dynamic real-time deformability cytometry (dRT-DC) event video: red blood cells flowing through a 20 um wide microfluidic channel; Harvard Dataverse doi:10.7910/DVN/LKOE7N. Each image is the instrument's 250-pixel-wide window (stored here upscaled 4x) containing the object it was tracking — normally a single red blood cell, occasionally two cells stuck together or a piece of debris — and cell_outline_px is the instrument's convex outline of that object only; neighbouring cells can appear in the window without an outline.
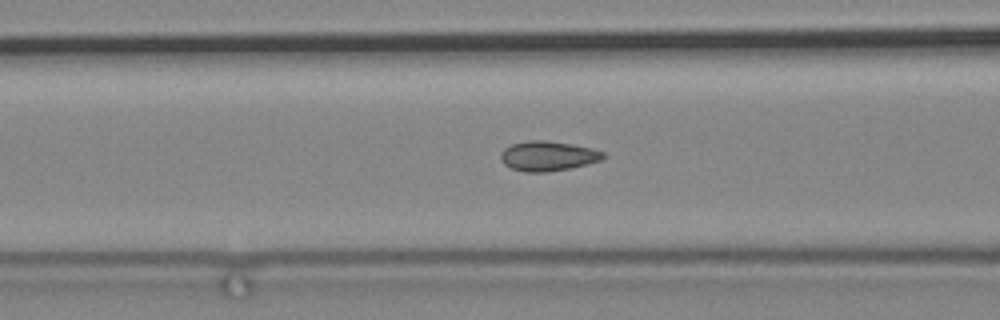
{"species": "common noctule bat (a hibernating species)", "species_latin": "Nyctalus noctula", "temperature_condition": "cold", "stored_images_in_passage": 47, "camera_frame_rate_fps": 3000, "um_per_image_px": 0.085, "animal": {"sex": "male", "body_mass_g": 19.2, "forearm_length_mm": 51.8}, "frame": {"image": 1, "passage_image": 7, "time_ms": 2.0, "image_size_px": [1000, 320], "cell_outline_px": [[604, 156], [600, 160], [588, 164], [572, 168], [548, 172], [524, 172], [512, 168], [504, 164], [500, 160], [500, 152], [504, 148], [512, 144], [528, 140], [544, 140], [572, 144], [592, 148], [604, 152]], "centroid_in_image_um": [46.55, 13.26], "position_along_channel_um": 120.1, "area_um2": 17.92}}
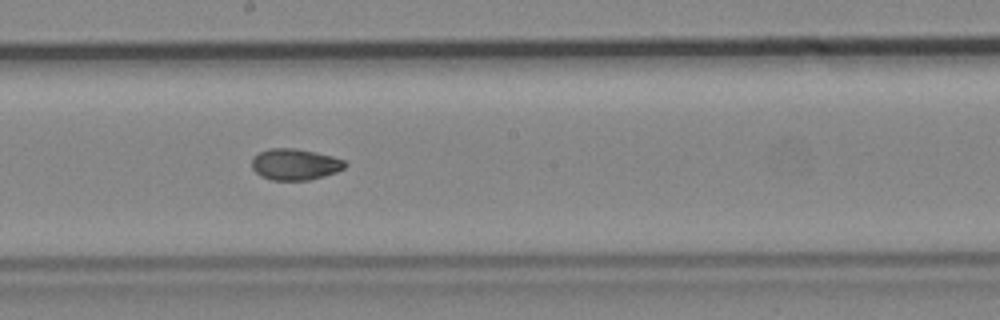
{"frame": {"image": 2, "passage_image": 17, "time_ms": 5.333, "image_size_px": [1000, 320], "cell_outline_px": [[348, 164], [344, 168], [336, 172], [324, 176], [308, 180], [272, 180], [260, 176], [252, 168], [252, 156], [268, 148], [296, 148], [316, 152], [332, 156], [344, 160]], "centroid_in_image_um": [25.07, 13.96], "position_along_channel_um": 223.1, "area_um2": 17.11}}
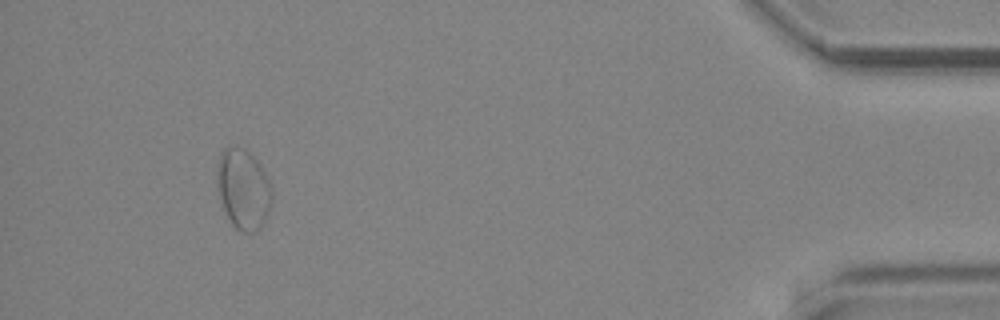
{"frame": {"image": 3, "passage_image": 42, "time_ms": 13.667, "image_size_px": [1000, 320], "cell_outline_px": [[272, 204], [260, 228], [256, 232], [240, 232], [232, 224], [224, 208], [220, 196], [216, 176], [216, 164], [220, 152], [224, 148], [232, 144], [244, 148], [260, 164], [272, 184]], "centroid_in_image_um": [20.68, 16.03], "position_along_channel_um": 414.5, "area_um2": 25.95}}